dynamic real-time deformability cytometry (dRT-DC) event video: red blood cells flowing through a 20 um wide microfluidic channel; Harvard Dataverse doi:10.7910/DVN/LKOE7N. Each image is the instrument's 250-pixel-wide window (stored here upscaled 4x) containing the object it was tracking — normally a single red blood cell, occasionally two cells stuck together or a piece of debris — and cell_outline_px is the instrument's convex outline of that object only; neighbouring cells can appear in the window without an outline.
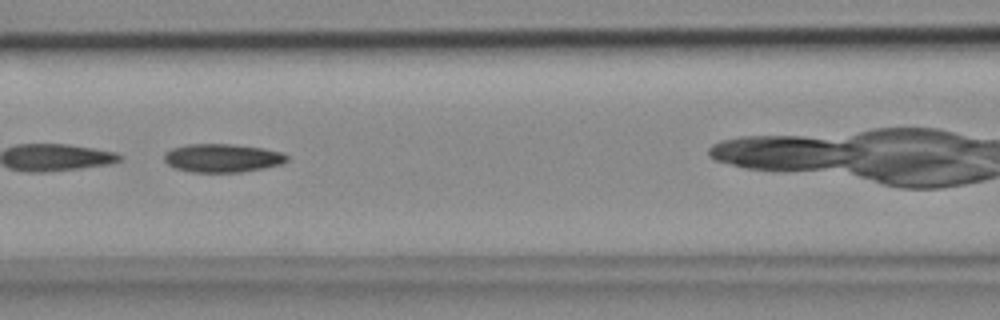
{"species": "common noctule bat (a hibernating species)", "species_latin": "Nyctalus noctula", "temperature_condition": "cold", "stored_images_in_passage": 24, "camera_frame_rate_fps": 3000, "um_per_image_px": 0.085, "animal": {"sex": "female", "body_mass_g": 18.4}, "frame": {"image": 1, "passage_image": 14, "time_ms": 4.333, "image_size_px": [1000, 320], "cell_outline_px": [[288, 160], [280, 164], [264, 168], [240, 172], [192, 172], [176, 168], [168, 164], [164, 160], [164, 152], [172, 148], [188, 144], [232, 144], [264, 148], [284, 152], [288, 156]], "centroid_in_image_um": [18.91, 13.42], "position_along_channel_um": 147.7, "area_um2": 20.4}}
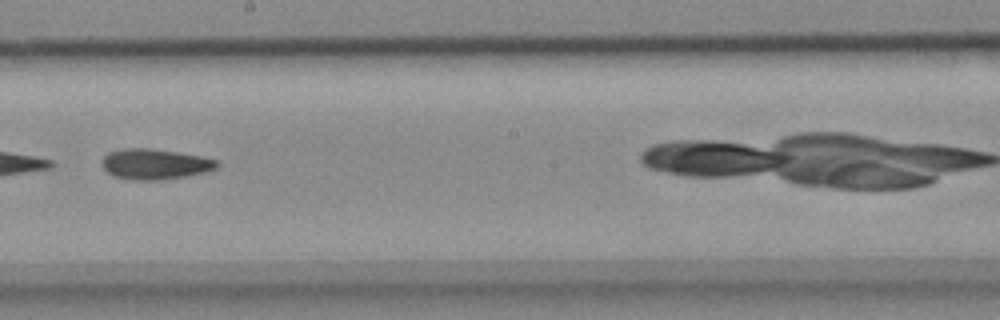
{"frame": {"image": 2, "passage_image": 21, "time_ms": 6.667, "image_size_px": [1000, 320], "cell_outline_px": [[220, 164], [216, 168], [204, 172], [188, 176], [156, 180], [132, 180], [116, 176], [108, 172], [100, 164], [100, 160], [108, 152], [124, 148], [152, 148], [200, 156], [220, 160]], "centroid_in_image_um": [13.16, 13.94], "position_along_channel_um": 235.0, "area_um2": 20.52}}